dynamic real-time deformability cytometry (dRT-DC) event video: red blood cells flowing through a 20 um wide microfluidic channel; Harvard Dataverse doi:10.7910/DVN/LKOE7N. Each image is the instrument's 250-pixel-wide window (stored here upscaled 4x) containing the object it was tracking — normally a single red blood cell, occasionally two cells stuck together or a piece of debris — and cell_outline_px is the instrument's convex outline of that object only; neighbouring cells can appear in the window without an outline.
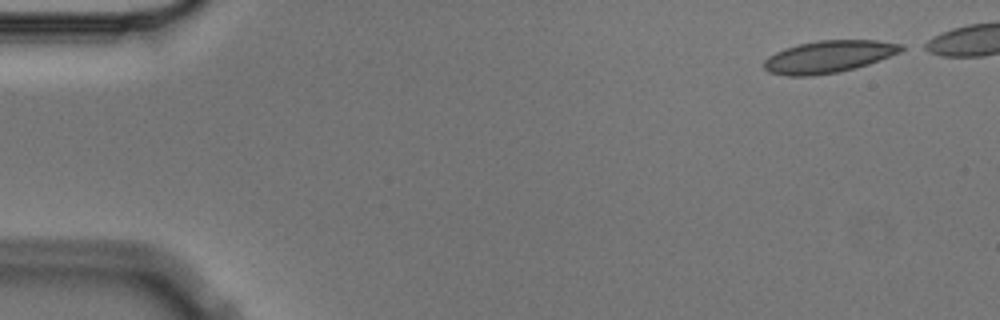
{"species": "Egyptian fruit bat (a non-hibernating species)", "species_latin": "Rousettus aegyptiacus", "temperature_condition": "cold", "stored_images_in_passage": 4, "camera_frame_rate_fps": 3000, "um_per_image_px": 0.085, "animal": {"sex": "male"}, "frame": {"image": 1, "passage_image": 1, "time_ms": 0.0, "image_size_px": [1000, 320], "cell_outline_px": [[908, 48], [900, 52], [868, 64], [856, 68], [840, 72], [812, 76], [788, 76], [768, 72], [764, 68], [764, 60], [768, 56], [784, 48], [796, 44], [816, 40], [876, 40], [904, 44]], "centroid_in_image_um": [70.44, 4.81], "position_along_channel_um": 14.6, "area_um2": 26.07}}